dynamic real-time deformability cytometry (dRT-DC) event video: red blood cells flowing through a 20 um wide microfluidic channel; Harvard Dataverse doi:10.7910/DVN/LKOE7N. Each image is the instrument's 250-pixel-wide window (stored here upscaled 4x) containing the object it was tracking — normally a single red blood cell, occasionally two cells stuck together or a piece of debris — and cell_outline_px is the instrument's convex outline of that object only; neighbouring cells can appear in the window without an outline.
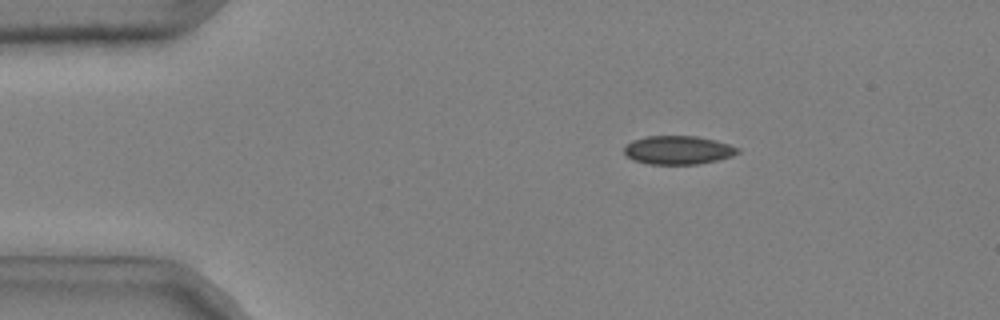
{"species": "common noctule bat (a hibernating species)", "species_latin": "Nyctalus noctula", "temperature_condition": "cold", "stored_images_in_passage": 46, "camera_frame_rate_fps": 3000, "um_per_image_px": 0.085, "animal": {"sex": "male", "body_mass_g": 20.4}, "frame": {"image": 1, "passage_image": 5, "time_ms": 1.333, "image_size_px": [1000, 320], "cell_outline_px": [[740, 152], [732, 156], [716, 160], [696, 164], [648, 164], [624, 156], [624, 148], [632, 140], [648, 136], [696, 136], [716, 140], [740, 148]], "centroid_in_image_um": [57.64, 12.75], "position_along_channel_um": 27.4, "area_um2": 18.84}}
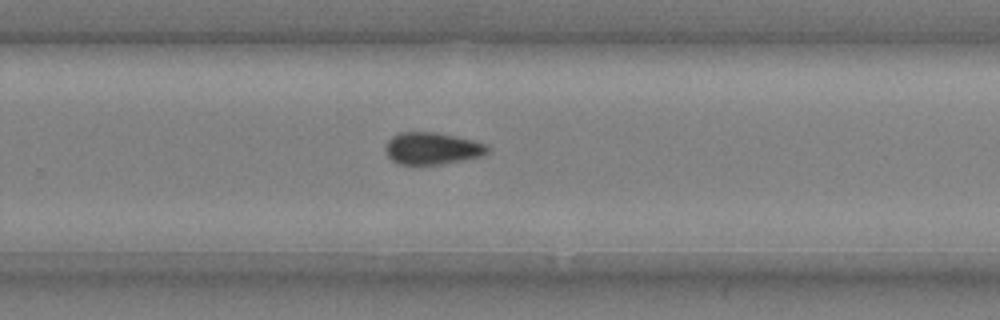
{"frame": {"image": 2, "passage_image": 31, "time_ms": 10.0, "image_size_px": [1000, 320], "cell_outline_px": [[488, 152], [480, 156], [420, 168], [416, 168], [396, 164], [388, 156], [384, 148], [388, 140], [392, 136], [400, 132], [436, 132], [472, 140], [488, 144]], "centroid_in_image_um": [36.65, 12.66], "position_along_channel_um": 293.1, "area_um2": 19.59}}
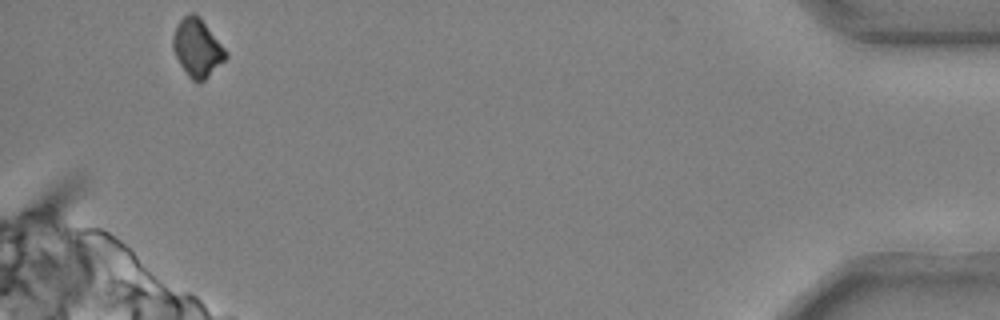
{"frame": {"image": 3, "passage_image": 46, "time_ms": 15.0, "image_size_px": [1000, 320], "cell_outline_px": [[228, 56], [204, 80], [192, 80], [188, 76], [180, 64], [172, 48], [172, 36], [180, 20], [184, 16], [192, 12], [200, 16], [228, 52]], "centroid_in_image_um": [16.76, 4.03], "position_along_channel_um": 418.4, "area_um2": 17.63}, "authors_computed_cell_mechanics": {"area_um2": 18.9295, "velocity_mm_per_s": 3.7, "shape_relaxation_time_tau1_ms": 3.6698, "shape_relaxation_time_tau2_ms": null, "deformation_change_tau1": 0.0733, "deformation_change_tau2": null}}